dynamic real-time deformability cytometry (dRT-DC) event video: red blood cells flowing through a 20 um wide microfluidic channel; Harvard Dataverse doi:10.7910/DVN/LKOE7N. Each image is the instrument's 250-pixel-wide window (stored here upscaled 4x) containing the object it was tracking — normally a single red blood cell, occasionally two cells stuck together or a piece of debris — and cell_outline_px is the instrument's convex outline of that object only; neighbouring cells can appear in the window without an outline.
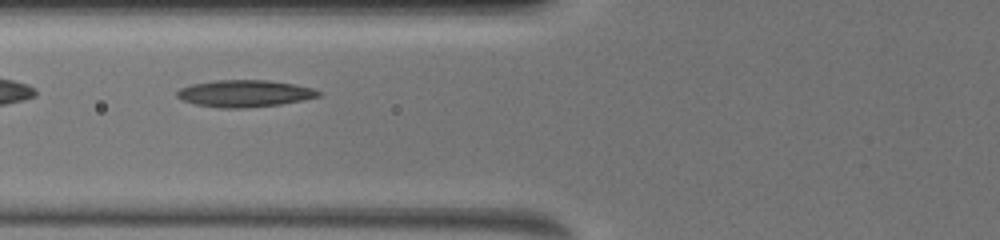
{"species": "common noctule bat (a hibernating species)", "species_latin": "Nyctalus noctula", "temperature_condition": "warm", "stored_images_in_passage": 35, "camera_frame_rate_fps": 3000, "um_per_image_px": 0.085, "animal": {"sex": "female", "body_mass_g": 19.5, "forearm_length_mm": 54.1}, "frame": {"image": 1, "passage_image": 10, "time_ms": 4.0, "image_size_px": [1000, 240], "cell_outline_px": [[320, 96], [304, 100], [280, 104], [244, 108], [220, 108], [196, 104], [184, 100], [176, 96], [176, 92], [180, 88], [192, 84], [216, 80], [268, 80], [296, 84], [312, 88], [320, 92]], "centroid_in_image_um": [20.8, 7.94], "position_along_channel_um": 105.0, "area_um2": 22.14}}
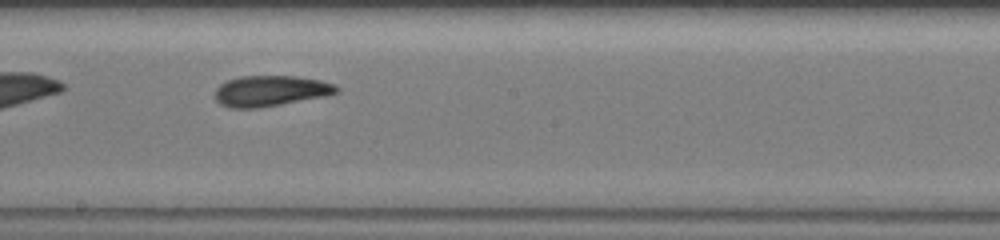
{"frame": {"image": 2, "passage_image": 20, "time_ms": 7.0, "image_size_px": [1000, 240], "cell_outline_px": [[340, 88], [336, 92], [324, 96], [280, 104], [256, 108], [232, 108], [220, 104], [216, 100], [216, 88], [220, 84], [228, 80], [240, 76], [296, 76], [320, 80], [336, 84]], "centroid_in_image_um": [22.99, 7.71], "position_along_channel_um": 225.2, "area_um2": 21.56}, "authors_computed_cell_mechanics": {"area_um2": 21.5594, "velocity_mm_per_s": 3.9987, "shape_relaxation_time_tau1_ms": 4.1244, "shape_relaxation_time_tau2_ms": 1.5559, "deformation_change_tau1": 0.1428, "deformation_change_tau2": 0.0825}}